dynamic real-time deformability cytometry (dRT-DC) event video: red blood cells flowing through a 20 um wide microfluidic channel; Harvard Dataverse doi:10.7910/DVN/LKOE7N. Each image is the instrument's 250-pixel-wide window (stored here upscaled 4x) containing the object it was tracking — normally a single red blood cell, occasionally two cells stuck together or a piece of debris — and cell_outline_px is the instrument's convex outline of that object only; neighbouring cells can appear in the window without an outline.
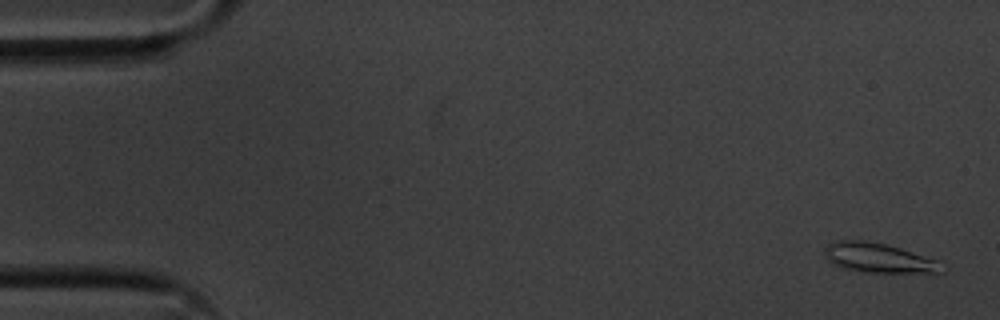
{"species": "common noctule bat (a hibernating species)", "species_latin": "Nyctalus noctula", "temperature_condition": "cold", "stored_images_in_passage": 56, "camera_frame_rate_fps": 3000, "um_per_image_px": 0.085, "animal": {"sex": "male", "body_mass_g": 20.1, "forearm_length_mm": 53.5}, "frame": {"image": 1, "passage_image": 2, "time_ms": 0.333, "image_size_px": [1000, 320], "cell_outline_px": [[940, 272], [860, 272], [840, 268], [832, 264], [824, 256], [824, 248], [832, 240], [864, 240], [888, 244], [936, 260]], "centroid_in_image_um": [74.5, 21.9], "position_along_channel_um": 10.5, "area_um2": 20.0}}
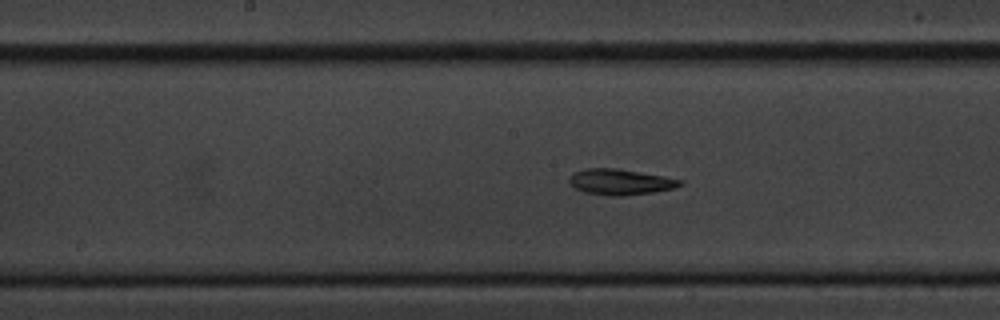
{"frame": {"image": 2, "passage_image": 28, "time_ms": 9.0, "image_size_px": [1000, 320], "cell_outline_px": [[684, 184], [676, 188], [652, 192], [624, 196], [608, 196], [584, 192], [568, 184], [568, 180], [572, 172], [584, 168], [616, 168], [664, 176], [684, 180]], "centroid_in_image_um": [52.71, 15.46], "position_along_channel_um": 195.5, "area_um2": 16.94}}
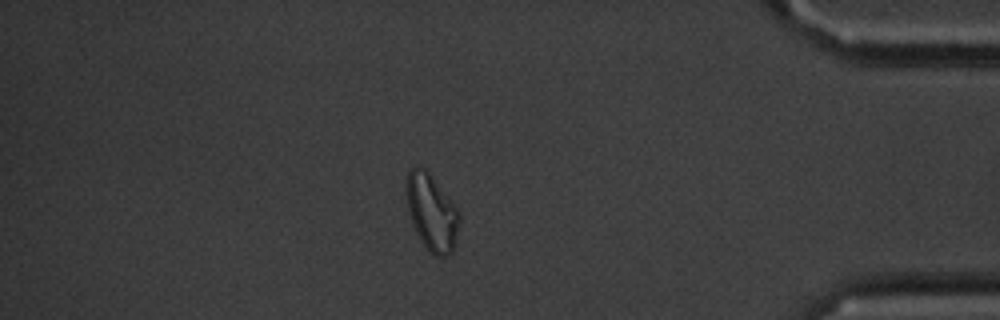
{"frame": {"image": 3, "passage_image": 48, "time_ms": 15.667, "image_size_px": [1000, 320], "cell_outline_px": [[460, 220], [452, 252], [448, 256], [436, 256], [428, 252], [416, 232], [408, 212], [404, 192], [404, 184], [408, 172], [412, 168], [424, 168], [432, 176], [460, 212]], "centroid_in_image_um": [36.66, 18.05], "position_along_channel_um": 398.5, "area_um2": 23.7}}